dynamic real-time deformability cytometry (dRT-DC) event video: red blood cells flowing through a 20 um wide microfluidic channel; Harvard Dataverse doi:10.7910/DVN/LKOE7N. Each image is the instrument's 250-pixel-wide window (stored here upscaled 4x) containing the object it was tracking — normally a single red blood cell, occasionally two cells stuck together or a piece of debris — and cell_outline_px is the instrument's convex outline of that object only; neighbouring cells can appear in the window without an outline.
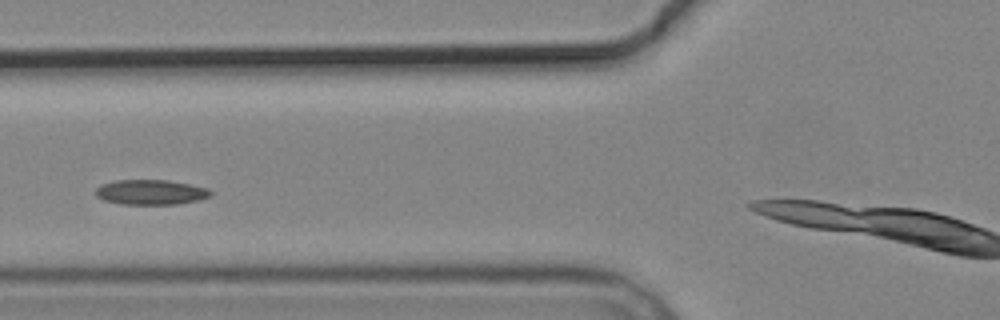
{"species": "common noctule bat (a hibernating species)", "species_latin": "Nyctalus noctula", "temperature_condition": "cold", "stored_images_in_passage": 4, "camera_frame_rate_fps": 3000, "um_per_image_px": 0.085, "animal": {"sex": "male", "body_mass_g": 19.2, "forearm_length_mm": 51.8}, "frame": {"image": 1, "passage_image": 3, "time_ms": 2.333, "image_size_px": [1000, 320], "cell_outline_px": [[212, 196], [196, 200], [176, 204], [120, 204], [104, 200], [96, 196], [96, 188], [100, 184], [112, 180], [168, 180], [192, 184], [208, 188], [212, 192]], "centroid_in_image_um": [12.8, 16.32], "position_along_channel_um": 113.0, "area_um2": 16.88}}